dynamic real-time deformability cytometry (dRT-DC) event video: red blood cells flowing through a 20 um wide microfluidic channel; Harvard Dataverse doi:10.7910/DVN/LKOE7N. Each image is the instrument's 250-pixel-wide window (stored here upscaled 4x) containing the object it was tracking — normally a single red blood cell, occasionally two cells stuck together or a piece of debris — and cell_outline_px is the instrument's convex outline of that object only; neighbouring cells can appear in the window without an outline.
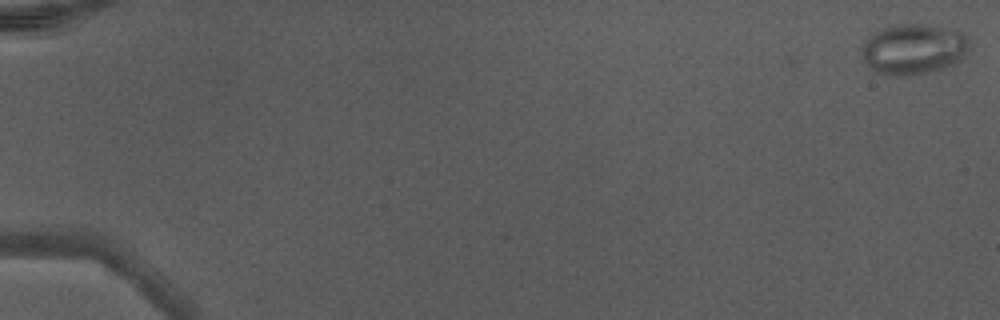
{"species": "Egyptian fruit bat (a non-hibernating species)", "species_latin": "Rousettus aegyptiacus", "temperature_condition": "warm", "stored_images_in_passage": 11, "camera_frame_rate_fps": 3000, "um_per_image_px": 0.085, "animal": {"sex": "male"}, "frame": {"image": 1, "passage_image": 1, "time_ms": 0.0, "image_size_px": [1000, 320], "cell_outline_px": [[968, 52], [960, 60], [944, 68], [904, 76], [888, 76], [876, 72], [864, 60], [860, 52], [860, 48], [864, 40], [868, 36], [884, 28], [904, 24], [920, 24], [944, 28], [964, 32], [968, 36]], "centroid_in_image_um": [77.63, 4.18], "position_along_channel_um": 7.4, "area_um2": 31.56}}